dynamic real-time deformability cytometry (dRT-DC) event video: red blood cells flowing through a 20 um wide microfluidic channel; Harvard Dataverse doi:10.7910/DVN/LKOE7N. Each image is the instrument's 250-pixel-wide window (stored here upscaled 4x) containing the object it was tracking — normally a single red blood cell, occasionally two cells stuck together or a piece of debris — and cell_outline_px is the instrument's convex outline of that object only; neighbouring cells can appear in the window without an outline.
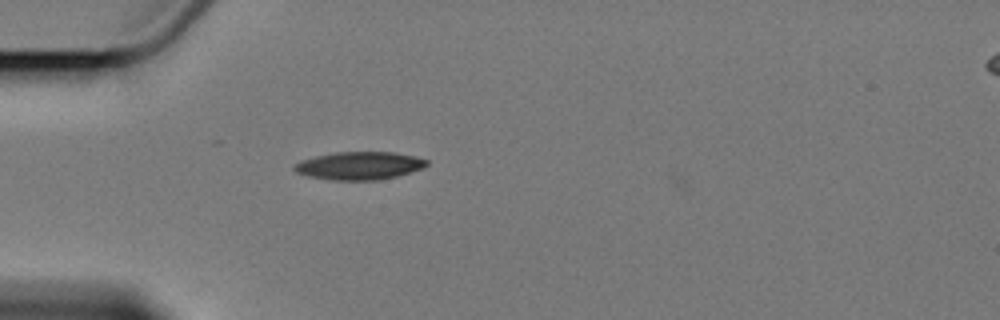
{"species": "Egyptian fruit bat (a non-hibernating species)", "species_latin": "Rousettus aegyptiacus", "temperature_condition": "cold", "stored_images_in_passage": 5, "camera_frame_rate_fps": 3000, "um_per_image_px": 0.085, "animal": {"sex": "female"}, "frame": {"image": 1, "passage_image": 5, "time_ms": 5.667, "image_size_px": [1000, 320], "cell_outline_px": [[428, 164], [424, 168], [412, 172], [380, 180], [332, 180], [312, 176], [296, 172], [292, 168], [296, 164], [304, 160], [316, 156], [336, 152], [396, 152], [416, 156], [428, 160]], "centroid_in_image_um": [30.63, 14.08], "position_along_channel_um": 54.4, "area_um2": 21.44}}